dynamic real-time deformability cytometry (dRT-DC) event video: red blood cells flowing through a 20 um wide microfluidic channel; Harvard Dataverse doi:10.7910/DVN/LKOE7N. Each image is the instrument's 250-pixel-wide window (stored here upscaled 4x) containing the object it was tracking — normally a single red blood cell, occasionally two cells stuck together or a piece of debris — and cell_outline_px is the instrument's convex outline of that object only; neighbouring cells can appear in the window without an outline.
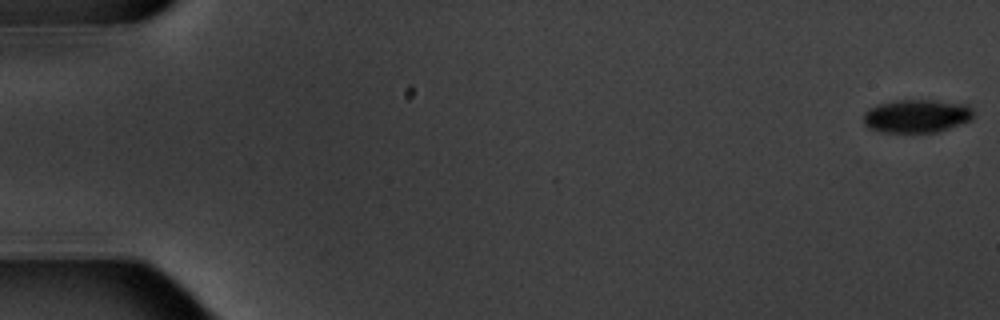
{"species": "common noctule bat (a hibernating species)", "species_latin": "Nyctalus noctula", "temperature_condition": "warm", "stored_images_in_passage": 8, "camera_frame_rate_fps": 3000, "um_per_image_px": 0.085, "animal": {"sex": "male", "body_mass_g": 20.1, "forearm_length_mm": 53.5}, "frame": {"image": 1, "passage_image": 1, "time_ms": 0.0, "image_size_px": [1000, 320], "cell_outline_px": [[972, 120], [936, 132], [880, 132], [868, 128], [864, 124], [864, 112], [868, 108], [876, 104], [896, 100], [932, 100], [968, 104], [972, 108]], "centroid_in_image_um": [77.89, 9.85], "position_along_channel_um": 7.1, "area_um2": 21.44}}
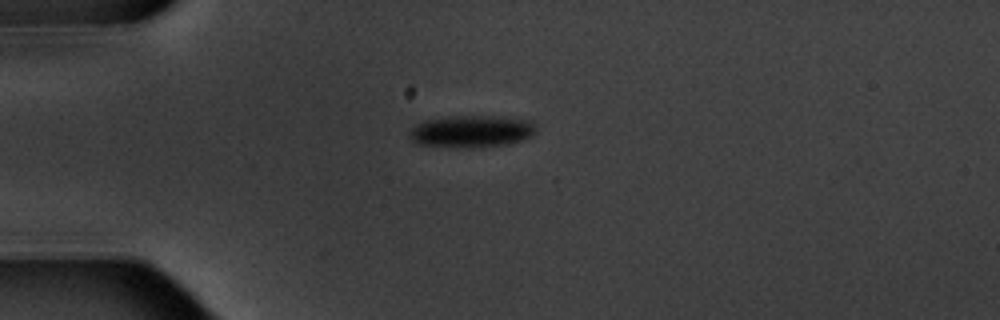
{"frame": {"image": 2, "passage_image": 5, "time_ms": 5.0, "image_size_px": [1000, 320], "cell_outline_px": [[536, 132], [512, 144], [476, 148], [464, 148], [420, 144], [412, 140], [408, 136], [408, 132], [416, 124], [424, 120], [448, 116], [496, 116], [532, 120], [536, 124]], "centroid_in_image_um": [40.09, 11.16], "position_along_channel_um": 44.9, "area_um2": 23.99}}
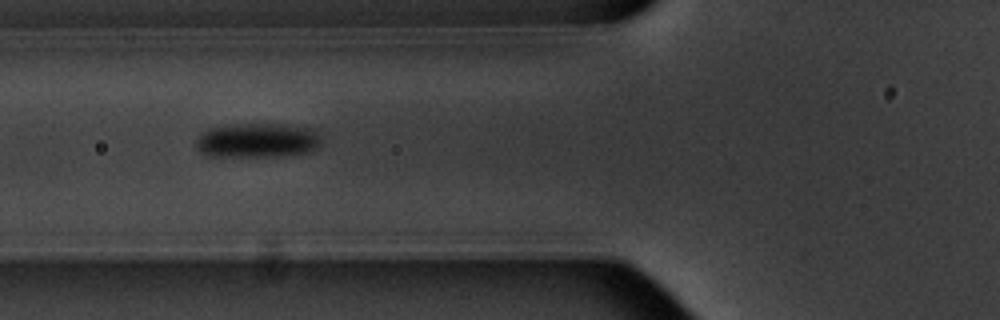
{"frame": {"image": 3, "passage_image": 7, "time_ms": 7.333, "image_size_px": [1000, 320], "cell_outline_px": [[320, 144], [316, 148], [308, 152], [284, 156], [204, 156], [196, 148], [196, 140], [200, 132], [208, 128], [244, 124], [276, 124], [308, 128], [320, 136]], "centroid_in_image_um": [21.81, 11.95], "position_along_channel_um": 104.0, "area_um2": 25.09}}